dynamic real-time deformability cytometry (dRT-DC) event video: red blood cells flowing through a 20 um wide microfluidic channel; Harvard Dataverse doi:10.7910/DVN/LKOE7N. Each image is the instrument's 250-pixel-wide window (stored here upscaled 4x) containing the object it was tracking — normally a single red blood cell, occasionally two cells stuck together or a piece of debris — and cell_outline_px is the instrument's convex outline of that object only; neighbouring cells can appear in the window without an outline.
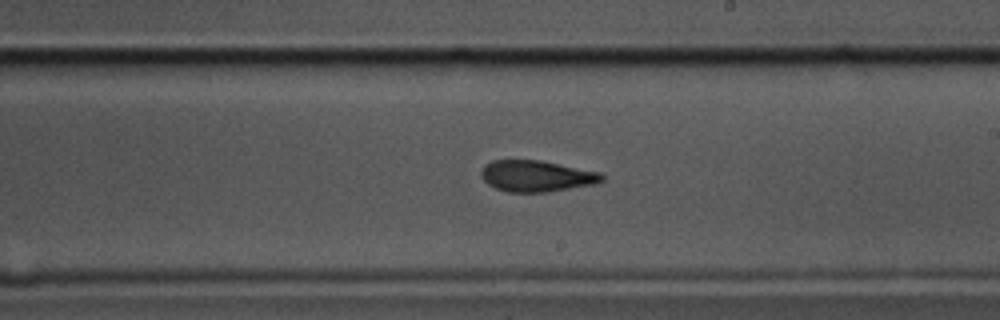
{"species": "common noctule bat (a hibernating species)", "species_latin": "Nyctalus noctula", "temperature_condition": "cold", "stored_images_in_passage": 49, "camera_frame_rate_fps": 3000, "um_per_image_px": 0.085, "animal": {"sex": "male", "body_mass_g": 17.5, "forearm_length_mm": 52.3}, "frame": {"image": 1, "passage_image": 24, "time_ms": 7.667, "image_size_px": [1000, 320], "cell_outline_px": [[604, 180], [592, 184], [548, 192], [508, 192], [496, 188], [488, 184], [480, 176], [480, 172], [484, 164], [492, 160], [540, 160], [600, 172], [604, 176]], "centroid_in_image_um": [45.56, 14.96], "position_along_channel_um": 243.4, "area_um2": 21.96}}
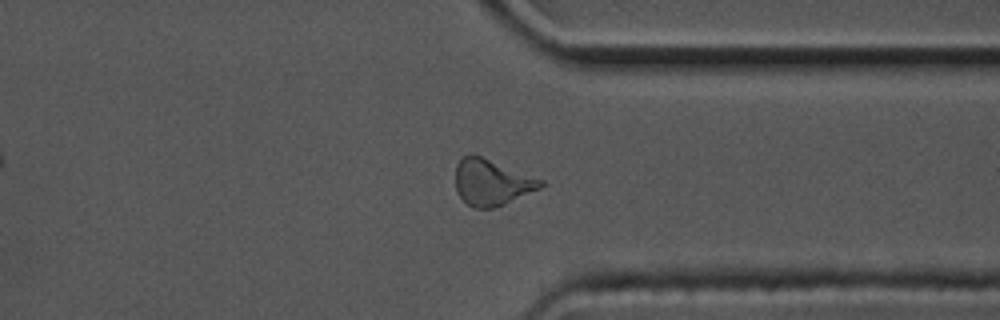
{"frame": {"image": 2, "passage_image": 35, "time_ms": 11.333, "image_size_px": [1000, 320], "cell_outline_px": [[544, 184], [540, 188], [504, 204], [492, 208], [472, 208], [456, 192], [456, 164], [464, 156], [480, 156], [544, 180]], "centroid_in_image_um": [41.79, 15.52], "position_along_channel_um": 369.6, "area_um2": 22.43}}
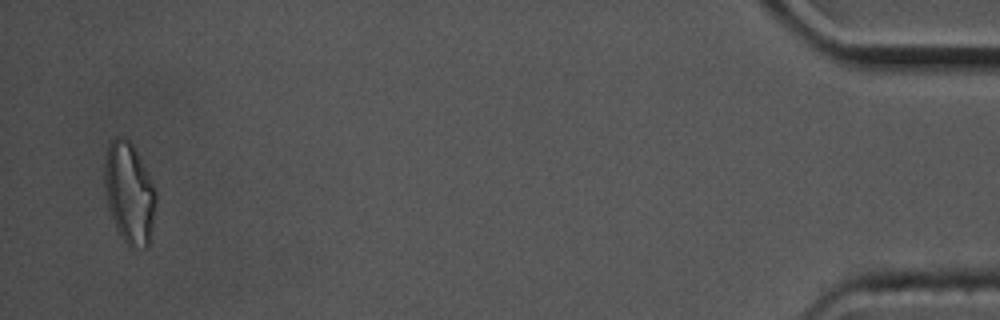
{"frame": {"image": 3, "passage_image": 47, "time_ms": 15.333, "image_size_px": [1000, 320], "cell_outline_px": [[156, 208], [148, 248], [128, 248], [116, 228], [108, 204], [104, 180], [104, 160], [108, 144], [116, 136], [120, 136], [128, 140], [132, 144], [156, 188]], "centroid_in_image_um": [11.0, 16.43], "position_along_channel_um": 424.2, "area_um2": 30.4}, "authors_computed_cell_mechanics": {"area_um2": 22.5998, "velocity_mm_per_s": 3.476, "shape_relaxation_time_tau1_ms": 5.4977, "shape_relaxation_time_tau2_ms": 2.5264, "deformation_change_tau1": 0.1604, "deformation_change_tau2": 0.1002}}